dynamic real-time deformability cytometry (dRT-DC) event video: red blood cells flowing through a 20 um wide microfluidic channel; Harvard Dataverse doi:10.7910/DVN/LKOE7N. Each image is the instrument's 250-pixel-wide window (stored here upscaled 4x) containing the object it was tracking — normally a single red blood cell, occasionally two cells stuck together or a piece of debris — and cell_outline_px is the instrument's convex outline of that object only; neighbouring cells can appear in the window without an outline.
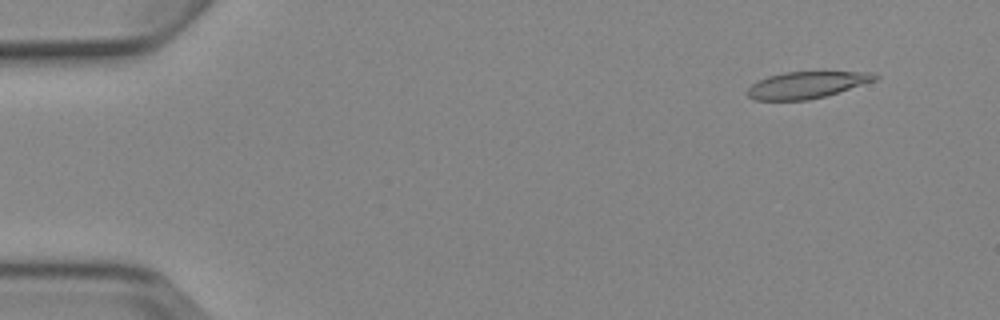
{"species": "Egyptian fruit bat (a non-hibernating species)", "species_latin": "Rousettus aegyptiacus", "temperature_condition": "cold", "stored_images_in_passage": 6, "camera_frame_rate_fps": 3000, "um_per_image_px": 0.085, "animal": {"sex": "female"}, "frame": {"image": 1, "passage_image": 2, "time_ms": 1.333, "image_size_px": [1000, 320], "cell_outline_px": [[880, 76], [876, 80], [824, 96], [808, 100], [756, 100], [748, 96], [744, 92], [752, 84], [768, 76], [784, 72], [872, 72]], "centroid_in_image_um": [68.54, 7.22], "position_along_channel_um": 16.5, "area_um2": 19.65}}
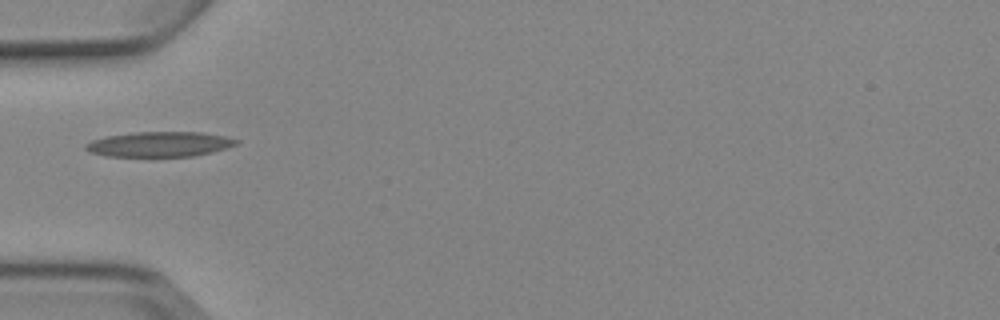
{"frame": {"image": 2, "passage_image": 5, "time_ms": 5.667, "image_size_px": [1000, 320], "cell_outline_px": [[240, 140], [236, 144], [212, 152], [192, 156], [104, 156], [88, 152], [84, 148], [84, 144], [92, 140], [104, 136], [136, 132], [200, 132], [224, 136]], "centroid_in_image_um": [13.49, 12.25], "position_along_channel_um": 71.5, "area_um2": 21.96}}
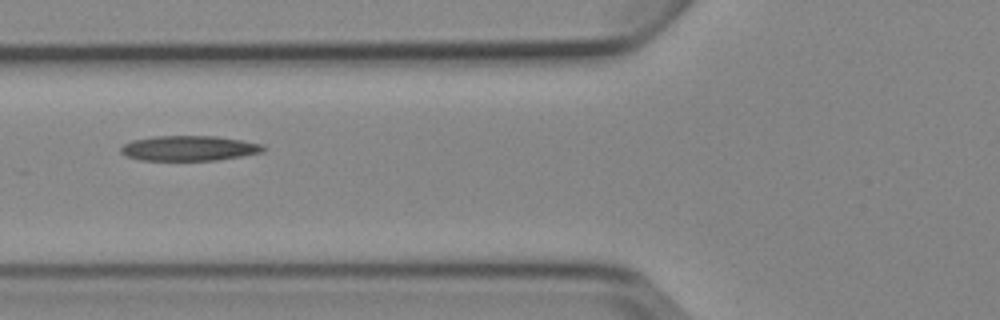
{"frame": {"image": 3, "passage_image": 6, "time_ms": 6.667, "image_size_px": [1000, 320], "cell_outline_px": [[268, 148], [264, 152], [216, 160], [140, 160], [124, 156], [120, 152], [120, 148], [124, 144], [132, 140], [152, 136], [216, 136], [240, 140], [260, 144]], "centroid_in_image_um": [16.03, 12.6], "position_along_channel_um": 109.8, "area_um2": 20.87}}